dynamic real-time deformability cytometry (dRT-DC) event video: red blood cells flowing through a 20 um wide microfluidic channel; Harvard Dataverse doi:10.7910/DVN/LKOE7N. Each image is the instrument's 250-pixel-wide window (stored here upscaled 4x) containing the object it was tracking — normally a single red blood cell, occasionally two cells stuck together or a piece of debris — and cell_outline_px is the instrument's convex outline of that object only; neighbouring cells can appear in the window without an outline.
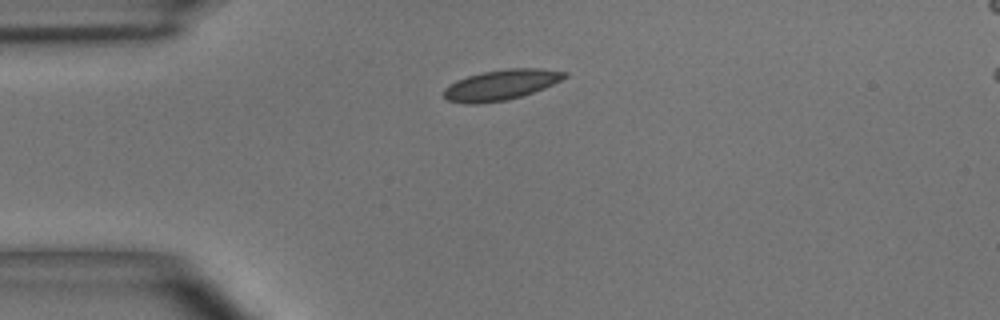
{"species": "common noctule bat (a hibernating species)", "species_latin": "Nyctalus noctula", "temperature_condition": "room temperature", "stored_images_in_passage": 6, "camera_frame_rate_fps": 3000, "um_per_image_px": 0.085, "animal": {"sex": "male", "body_mass_g": 15.6}, "frame": {"image": 1, "passage_image": 6, "time_ms": 6.0, "image_size_px": [1000, 320], "cell_outline_px": [[568, 76], [544, 88], [508, 100], [476, 104], [468, 104], [448, 100], [444, 96], [444, 88], [448, 84], [456, 80], [468, 76], [484, 72], [508, 68], [540, 68], [568, 72]], "centroid_in_image_um": [42.58, 7.21], "position_along_channel_um": 42.4, "area_um2": 21.27}}